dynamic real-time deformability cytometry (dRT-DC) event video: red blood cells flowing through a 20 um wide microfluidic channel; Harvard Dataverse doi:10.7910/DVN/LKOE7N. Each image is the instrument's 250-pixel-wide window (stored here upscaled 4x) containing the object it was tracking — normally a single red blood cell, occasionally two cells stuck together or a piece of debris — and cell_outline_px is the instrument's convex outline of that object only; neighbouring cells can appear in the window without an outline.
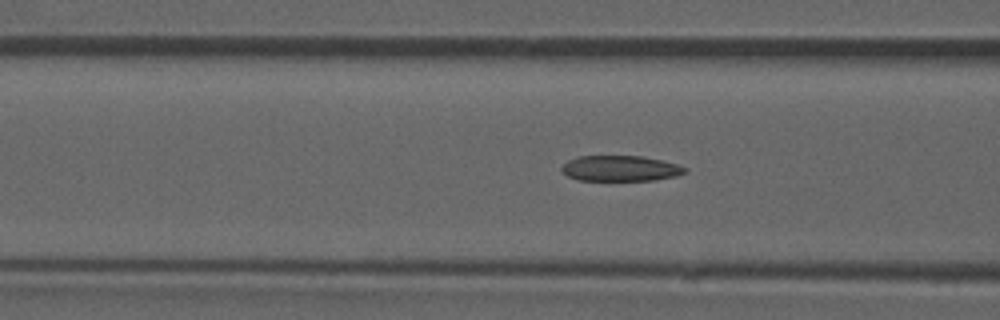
{"species": "common noctule bat (a hibernating species)", "species_latin": "Nyctalus noctula", "temperature_condition": "room temperature", "stored_images_in_passage": 45, "camera_frame_rate_fps": 3000, "um_per_image_px": 0.085, "animal": {"sex": "male", "forearm_length_mm": 52.5}, "frame": {"image": 1, "passage_image": 13, "time_ms": 4.0, "image_size_px": [1000, 320], "cell_outline_px": [[688, 172], [676, 176], [656, 180], [576, 180], [560, 172], [560, 168], [568, 160], [576, 156], [644, 156], [676, 164], [688, 168]], "centroid_in_image_um": [52.71, 14.31], "position_along_channel_um": 113.9, "area_um2": 18.55}, "authors_computed_cell_mechanics": {"area_um2": 19.3052, "velocity_mm_per_s": 3.8943, "shape_relaxation_time_tau1_ms": null, "shape_relaxation_time_tau2_ms": 2.1027, "deformation_change_tau1": null, "deformation_change_tau2": 0.0549}}